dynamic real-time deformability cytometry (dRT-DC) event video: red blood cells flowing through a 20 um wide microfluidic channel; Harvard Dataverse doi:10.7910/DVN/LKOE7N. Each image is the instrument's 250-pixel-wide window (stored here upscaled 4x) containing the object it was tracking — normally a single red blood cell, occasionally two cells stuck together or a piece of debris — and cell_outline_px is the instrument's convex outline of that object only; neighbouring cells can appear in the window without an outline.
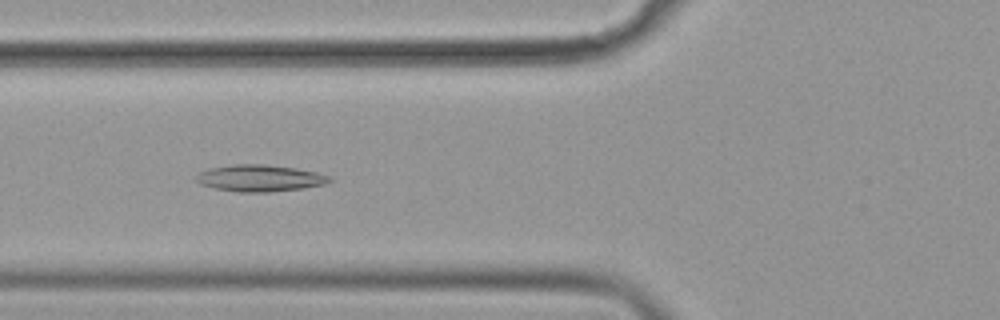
{"species": "common noctule bat (a hibernating species)", "species_latin": "Nyctalus noctula", "temperature_condition": "cold", "stored_images_in_passage": 40, "camera_frame_rate_fps": 3000, "um_per_image_px": 0.085, "animal": {"sex": "female", "body_mass_g": 19.9}, "frame": {"image": 1, "passage_image": 9, "time_ms": 2.667, "image_size_px": [1000, 320], "cell_outline_px": [[332, 180], [324, 184], [304, 188], [268, 192], [240, 192], [216, 188], [200, 184], [196, 180], [196, 176], [200, 172], [208, 168], [232, 164], [264, 164], [296, 168], [316, 172], [332, 176]], "centroid_in_image_um": [22.1, 15.13], "position_along_channel_um": 103.7, "area_um2": 20.75}}
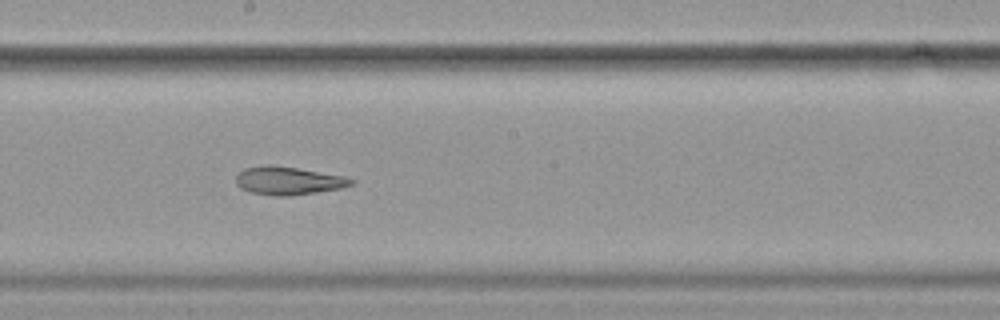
{"frame": {"image": 2, "passage_image": 19, "time_ms": 6.0, "image_size_px": [1000, 320], "cell_outline_px": [[356, 180], [352, 184], [340, 188], [316, 192], [288, 196], [276, 196], [252, 192], [240, 188], [236, 184], [236, 176], [244, 168], [268, 164], [296, 168], [344, 176]], "centroid_in_image_um": [24.48, 15.36], "position_along_channel_um": 223.7, "area_um2": 18.67}}
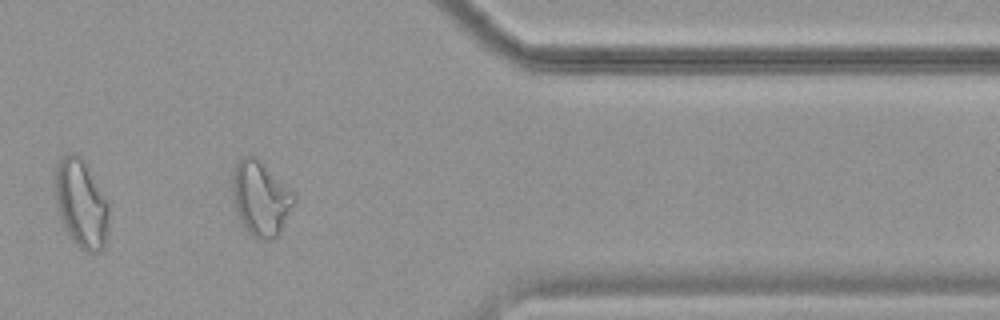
{"frame": {"image": 3, "passage_image": 34, "time_ms": 11.0, "image_size_px": [1000, 320], "cell_outline_px": [[296, 200], [280, 232], [276, 236], [268, 240], [260, 240], [252, 236], [244, 228], [236, 216], [232, 200], [228, 180], [236, 164], [244, 156], [256, 156], [296, 192]], "centroid_in_image_um": [22.11, 16.84], "position_along_channel_um": 389.3, "area_um2": 27.86}, "authors_computed_cell_mechanics": {"area_um2": 20.4901, "velocity_mm_per_s": 3.6009, "shape_relaxation_time_tau1_ms": null, "shape_relaxation_time_tau2_ms": 3.2711, "deformation_change_tau1": null, "deformation_change_tau2": 0.1111}}